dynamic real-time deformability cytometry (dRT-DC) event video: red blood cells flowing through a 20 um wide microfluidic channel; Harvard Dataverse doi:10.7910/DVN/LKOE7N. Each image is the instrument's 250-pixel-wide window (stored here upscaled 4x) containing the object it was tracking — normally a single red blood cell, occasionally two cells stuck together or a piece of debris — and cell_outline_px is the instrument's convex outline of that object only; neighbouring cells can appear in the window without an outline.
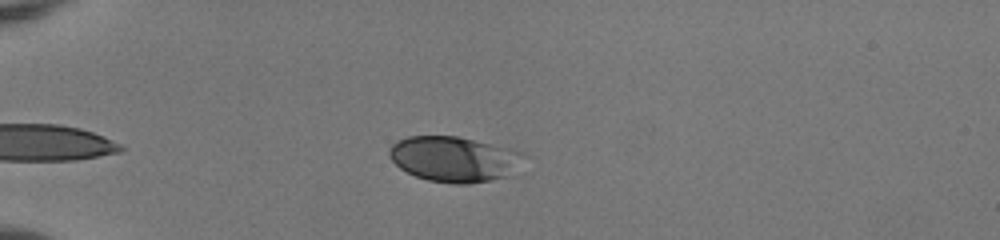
{"species": "human", "species_latin": "Homo sapiens", "temperature_condition": "room temperature", "stored_images_in_passage": 40, "camera_frame_rate_fps": 3000, "um_per_image_px": 0.085, "donor": {"sex": "female"}, "frame": {"image": 1, "passage_image": 3, "time_ms": 0.667, "image_size_px": [1000, 240], "cell_outline_px": [[532, 156], [512, 176], [492, 180], [468, 184], [452, 184], [428, 180], [416, 176], [400, 168], [388, 156], [388, 148], [396, 140], [408, 136], [456, 136], [516, 148]], "centroid_in_image_um": [38.74, 13.52], "position_along_channel_um": 46.3, "area_um2": 36.88}}
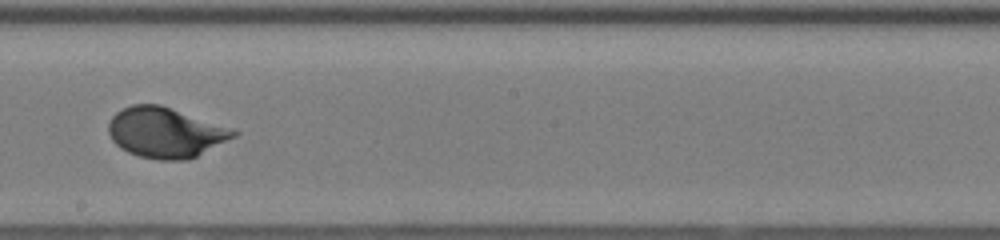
{"frame": {"image": 2, "passage_image": 20, "time_ms": 6.333, "image_size_px": [1000, 240], "cell_outline_px": [[240, 132], [236, 136], [188, 160], [160, 160], [140, 156], [128, 152], [120, 148], [112, 140], [108, 132], [108, 124], [112, 116], [116, 112], [132, 104], [160, 104]], "centroid_in_image_um": [14.01, 11.27], "position_along_channel_um": 234.2, "area_um2": 36.18}}
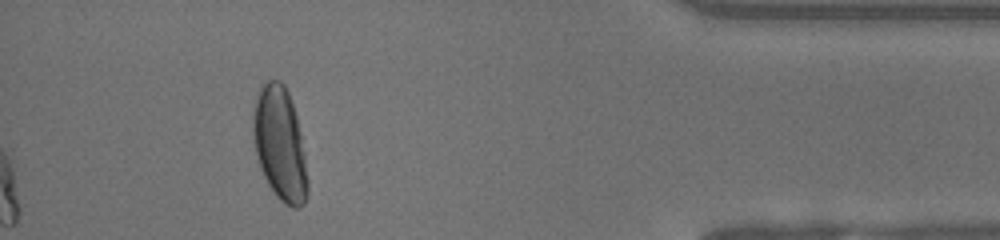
{"frame": {"image": 3, "passage_image": 36, "time_ms": 11.667, "image_size_px": [1000, 240], "cell_outline_px": [[308, 192], [304, 204], [300, 208], [292, 208], [284, 204], [276, 196], [268, 184], [260, 168], [256, 156], [252, 136], [252, 116], [256, 96], [260, 84], [268, 80], [280, 80], [284, 84], [288, 92], [296, 116], [300, 132], [308, 180]], "centroid_in_image_um": [23.76, 12.24], "position_along_channel_um": 411.4, "area_um2": 36.36}, "authors_computed_cell_mechanics": {"area_um2": 35.2291, "velocity_mm_per_s": 4.0265, "shape_relaxation_time_tau1_ms": 3.1992, "shape_relaxation_time_tau2_ms": null, "deformation_change_tau1": 0.166, "deformation_change_tau2": null}}